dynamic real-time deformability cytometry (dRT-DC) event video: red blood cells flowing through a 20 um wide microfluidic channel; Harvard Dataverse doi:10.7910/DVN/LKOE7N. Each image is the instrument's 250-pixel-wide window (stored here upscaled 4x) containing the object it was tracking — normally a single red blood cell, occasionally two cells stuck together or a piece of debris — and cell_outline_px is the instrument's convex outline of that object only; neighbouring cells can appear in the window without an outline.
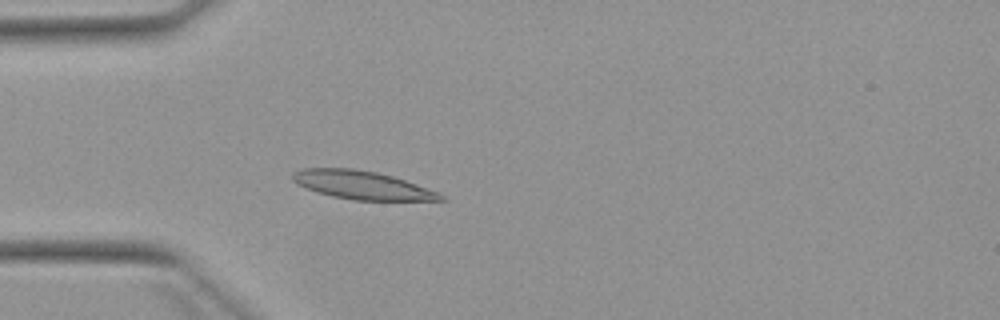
{"species": "Egyptian fruit bat (a non-hibernating species)", "species_latin": "Rousettus aegyptiacus", "temperature_condition": "warm", "stored_images_in_passage": 5, "camera_frame_rate_fps": 3000, "um_per_image_px": 0.085, "animal": {"sex": "female"}, "frame": {"image": 1, "passage_image": 5, "time_ms": 4.667, "image_size_px": [1000, 320], "cell_outline_px": [[448, 200], [352, 200], [332, 196], [316, 192], [296, 184], [292, 180], [292, 172], [304, 168], [352, 168], [376, 172], [392, 176], [416, 184], [436, 192], [444, 196]], "centroid_in_image_um": [30.71, 15.73], "position_along_channel_um": 54.3, "area_um2": 24.28}}